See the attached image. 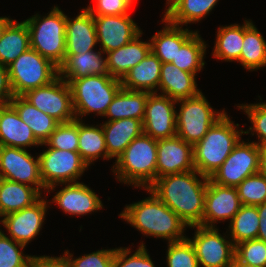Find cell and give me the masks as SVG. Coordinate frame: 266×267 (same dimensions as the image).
Here are the masks:
<instances>
[{"label":"cell","instance_id":"cell-21","mask_svg":"<svg viewBox=\"0 0 266 267\" xmlns=\"http://www.w3.org/2000/svg\"><path fill=\"white\" fill-rule=\"evenodd\" d=\"M41 145L10 103L0 105V146L26 149Z\"/></svg>","mask_w":266,"mask_h":267},{"label":"cell","instance_id":"cell-16","mask_svg":"<svg viewBox=\"0 0 266 267\" xmlns=\"http://www.w3.org/2000/svg\"><path fill=\"white\" fill-rule=\"evenodd\" d=\"M64 187L54 193L53 199L49 203H55L66 214L75 216H84L98 212L103 209V203L99 195L83 182L57 184L49 187L47 193L55 191L57 186ZM56 187V188H55Z\"/></svg>","mask_w":266,"mask_h":267},{"label":"cell","instance_id":"cell-35","mask_svg":"<svg viewBox=\"0 0 266 267\" xmlns=\"http://www.w3.org/2000/svg\"><path fill=\"white\" fill-rule=\"evenodd\" d=\"M219 0H178L164 15L178 26L199 23L215 8Z\"/></svg>","mask_w":266,"mask_h":267},{"label":"cell","instance_id":"cell-2","mask_svg":"<svg viewBox=\"0 0 266 267\" xmlns=\"http://www.w3.org/2000/svg\"><path fill=\"white\" fill-rule=\"evenodd\" d=\"M143 190H147L149 197L125 205L119 217L144 237L161 238L168 243L186 239L187 225L150 189Z\"/></svg>","mask_w":266,"mask_h":267},{"label":"cell","instance_id":"cell-29","mask_svg":"<svg viewBox=\"0 0 266 267\" xmlns=\"http://www.w3.org/2000/svg\"><path fill=\"white\" fill-rule=\"evenodd\" d=\"M149 92L132 91L121 88L109 104L104 118L116 121L123 118H134L143 121Z\"/></svg>","mask_w":266,"mask_h":267},{"label":"cell","instance_id":"cell-34","mask_svg":"<svg viewBox=\"0 0 266 267\" xmlns=\"http://www.w3.org/2000/svg\"><path fill=\"white\" fill-rule=\"evenodd\" d=\"M212 56L226 62H238L244 40V23L219 26Z\"/></svg>","mask_w":266,"mask_h":267},{"label":"cell","instance_id":"cell-41","mask_svg":"<svg viewBox=\"0 0 266 267\" xmlns=\"http://www.w3.org/2000/svg\"><path fill=\"white\" fill-rule=\"evenodd\" d=\"M45 143L50 148L78 151V119L59 123Z\"/></svg>","mask_w":266,"mask_h":267},{"label":"cell","instance_id":"cell-8","mask_svg":"<svg viewBox=\"0 0 266 267\" xmlns=\"http://www.w3.org/2000/svg\"><path fill=\"white\" fill-rule=\"evenodd\" d=\"M177 105L180 106L176 109L177 136L193 146L226 113L224 109L214 110L202 91L197 96L177 101Z\"/></svg>","mask_w":266,"mask_h":267},{"label":"cell","instance_id":"cell-37","mask_svg":"<svg viewBox=\"0 0 266 267\" xmlns=\"http://www.w3.org/2000/svg\"><path fill=\"white\" fill-rule=\"evenodd\" d=\"M259 219L257 206H241L226 229L234 246L244 241L257 239Z\"/></svg>","mask_w":266,"mask_h":267},{"label":"cell","instance_id":"cell-24","mask_svg":"<svg viewBox=\"0 0 266 267\" xmlns=\"http://www.w3.org/2000/svg\"><path fill=\"white\" fill-rule=\"evenodd\" d=\"M105 53L99 50L86 51L77 55H66L59 66V77L64 81L83 78L89 75H106Z\"/></svg>","mask_w":266,"mask_h":267},{"label":"cell","instance_id":"cell-28","mask_svg":"<svg viewBox=\"0 0 266 267\" xmlns=\"http://www.w3.org/2000/svg\"><path fill=\"white\" fill-rule=\"evenodd\" d=\"M42 196L30 185L0 177V218L33 205Z\"/></svg>","mask_w":266,"mask_h":267},{"label":"cell","instance_id":"cell-50","mask_svg":"<svg viewBox=\"0 0 266 267\" xmlns=\"http://www.w3.org/2000/svg\"><path fill=\"white\" fill-rule=\"evenodd\" d=\"M258 173L266 177V145L259 146Z\"/></svg>","mask_w":266,"mask_h":267},{"label":"cell","instance_id":"cell-15","mask_svg":"<svg viewBox=\"0 0 266 267\" xmlns=\"http://www.w3.org/2000/svg\"><path fill=\"white\" fill-rule=\"evenodd\" d=\"M177 101L159 93H150L142 121L143 133L155 140L177 136Z\"/></svg>","mask_w":266,"mask_h":267},{"label":"cell","instance_id":"cell-43","mask_svg":"<svg viewBox=\"0 0 266 267\" xmlns=\"http://www.w3.org/2000/svg\"><path fill=\"white\" fill-rule=\"evenodd\" d=\"M116 248L100 249L91 253H87L73 258V253L65 250L60 257L64 260L67 267H112Z\"/></svg>","mask_w":266,"mask_h":267},{"label":"cell","instance_id":"cell-52","mask_svg":"<svg viewBox=\"0 0 266 267\" xmlns=\"http://www.w3.org/2000/svg\"><path fill=\"white\" fill-rule=\"evenodd\" d=\"M12 19L6 16H1L0 17V36L2 34L3 29L5 28V26L11 21Z\"/></svg>","mask_w":266,"mask_h":267},{"label":"cell","instance_id":"cell-17","mask_svg":"<svg viewBox=\"0 0 266 267\" xmlns=\"http://www.w3.org/2000/svg\"><path fill=\"white\" fill-rule=\"evenodd\" d=\"M94 24L99 49L104 53L128 44L142 32L130 14L94 16Z\"/></svg>","mask_w":266,"mask_h":267},{"label":"cell","instance_id":"cell-47","mask_svg":"<svg viewBox=\"0 0 266 267\" xmlns=\"http://www.w3.org/2000/svg\"><path fill=\"white\" fill-rule=\"evenodd\" d=\"M13 97L8 67L0 64V105L9 104Z\"/></svg>","mask_w":266,"mask_h":267},{"label":"cell","instance_id":"cell-42","mask_svg":"<svg viewBox=\"0 0 266 267\" xmlns=\"http://www.w3.org/2000/svg\"><path fill=\"white\" fill-rule=\"evenodd\" d=\"M167 246V267H199L194 247L187 238Z\"/></svg>","mask_w":266,"mask_h":267},{"label":"cell","instance_id":"cell-26","mask_svg":"<svg viewBox=\"0 0 266 267\" xmlns=\"http://www.w3.org/2000/svg\"><path fill=\"white\" fill-rule=\"evenodd\" d=\"M163 29L149 39L151 52L159 58L162 63L171 62L175 59L178 49L196 32L170 23L165 17L162 19Z\"/></svg>","mask_w":266,"mask_h":267},{"label":"cell","instance_id":"cell-6","mask_svg":"<svg viewBox=\"0 0 266 267\" xmlns=\"http://www.w3.org/2000/svg\"><path fill=\"white\" fill-rule=\"evenodd\" d=\"M71 90L76 119H82L90 113L103 117L109 104L122 88L121 80L111 75H89L66 81Z\"/></svg>","mask_w":266,"mask_h":267},{"label":"cell","instance_id":"cell-53","mask_svg":"<svg viewBox=\"0 0 266 267\" xmlns=\"http://www.w3.org/2000/svg\"><path fill=\"white\" fill-rule=\"evenodd\" d=\"M178 0H166V10H164V14L177 2Z\"/></svg>","mask_w":266,"mask_h":267},{"label":"cell","instance_id":"cell-1","mask_svg":"<svg viewBox=\"0 0 266 267\" xmlns=\"http://www.w3.org/2000/svg\"><path fill=\"white\" fill-rule=\"evenodd\" d=\"M208 177L191 170L156 178L148 188L187 225L201 226Z\"/></svg>","mask_w":266,"mask_h":267},{"label":"cell","instance_id":"cell-39","mask_svg":"<svg viewBox=\"0 0 266 267\" xmlns=\"http://www.w3.org/2000/svg\"><path fill=\"white\" fill-rule=\"evenodd\" d=\"M236 188L242 205L258 206L266 202V177L259 173L245 178Z\"/></svg>","mask_w":266,"mask_h":267},{"label":"cell","instance_id":"cell-19","mask_svg":"<svg viewBox=\"0 0 266 267\" xmlns=\"http://www.w3.org/2000/svg\"><path fill=\"white\" fill-rule=\"evenodd\" d=\"M194 169L192 144L178 136L157 140L156 178Z\"/></svg>","mask_w":266,"mask_h":267},{"label":"cell","instance_id":"cell-23","mask_svg":"<svg viewBox=\"0 0 266 267\" xmlns=\"http://www.w3.org/2000/svg\"><path fill=\"white\" fill-rule=\"evenodd\" d=\"M141 32L128 44L105 53L107 70L113 78L122 80L129 70L139 64L150 52V41H142Z\"/></svg>","mask_w":266,"mask_h":267},{"label":"cell","instance_id":"cell-40","mask_svg":"<svg viewBox=\"0 0 266 267\" xmlns=\"http://www.w3.org/2000/svg\"><path fill=\"white\" fill-rule=\"evenodd\" d=\"M238 109L243 110L250 123L253 125L243 131L244 134H249L254 136L258 141H254L258 146L266 145V102H257L252 104H238Z\"/></svg>","mask_w":266,"mask_h":267},{"label":"cell","instance_id":"cell-49","mask_svg":"<svg viewBox=\"0 0 266 267\" xmlns=\"http://www.w3.org/2000/svg\"><path fill=\"white\" fill-rule=\"evenodd\" d=\"M259 214V230L257 239L266 242V202L257 206Z\"/></svg>","mask_w":266,"mask_h":267},{"label":"cell","instance_id":"cell-11","mask_svg":"<svg viewBox=\"0 0 266 267\" xmlns=\"http://www.w3.org/2000/svg\"><path fill=\"white\" fill-rule=\"evenodd\" d=\"M242 138L224 163L209 178L221 186L237 187L245 178L258 173L259 146ZM250 141V142H249Z\"/></svg>","mask_w":266,"mask_h":267},{"label":"cell","instance_id":"cell-27","mask_svg":"<svg viewBox=\"0 0 266 267\" xmlns=\"http://www.w3.org/2000/svg\"><path fill=\"white\" fill-rule=\"evenodd\" d=\"M162 62L150 52L139 64L131 68L121 80L122 88L132 91L158 93Z\"/></svg>","mask_w":266,"mask_h":267},{"label":"cell","instance_id":"cell-18","mask_svg":"<svg viewBox=\"0 0 266 267\" xmlns=\"http://www.w3.org/2000/svg\"><path fill=\"white\" fill-rule=\"evenodd\" d=\"M241 206L236 187L221 186L208 179L201 226L216 227L220 221H231Z\"/></svg>","mask_w":266,"mask_h":267},{"label":"cell","instance_id":"cell-31","mask_svg":"<svg viewBox=\"0 0 266 267\" xmlns=\"http://www.w3.org/2000/svg\"><path fill=\"white\" fill-rule=\"evenodd\" d=\"M10 104L16 109L21 120L32 129L35 138L41 144L49 139L51 133L59 124L56 119L38 110L23 96H14Z\"/></svg>","mask_w":266,"mask_h":267},{"label":"cell","instance_id":"cell-13","mask_svg":"<svg viewBox=\"0 0 266 267\" xmlns=\"http://www.w3.org/2000/svg\"><path fill=\"white\" fill-rule=\"evenodd\" d=\"M0 177L46 192L39 167V158L33 157L27 149L0 146Z\"/></svg>","mask_w":266,"mask_h":267},{"label":"cell","instance_id":"cell-36","mask_svg":"<svg viewBox=\"0 0 266 267\" xmlns=\"http://www.w3.org/2000/svg\"><path fill=\"white\" fill-rule=\"evenodd\" d=\"M208 44L203 40L199 31L196 32L178 49L172 64L179 69L193 73L197 76L205 65V55Z\"/></svg>","mask_w":266,"mask_h":267},{"label":"cell","instance_id":"cell-44","mask_svg":"<svg viewBox=\"0 0 266 267\" xmlns=\"http://www.w3.org/2000/svg\"><path fill=\"white\" fill-rule=\"evenodd\" d=\"M131 250V247L116 248L112 267H155L143 241L134 253Z\"/></svg>","mask_w":266,"mask_h":267},{"label":"cell","instance_id":"cell-32","mask_svg":"<svg viewBox=\"0 0 266 267\" xmlns=\"http://www.w3.org/2000/svg\"><path fill=\"white\" fill-rule=\"evenodd\" d=\"M78 152L83 161L89 166L98 159L111 160L107 154L105 135L100 123L85 124L78 119Z\"/></svg>","mask_w":266,"mask_h":267},{"label":"cell","instance_id":"cell-22","mask_svg":"<svg viewBox=\"0 0 266 267\" xmlns=\"http://www.w3.org/2000/svg\"><path fill=\"white\" fill-rule=\"evenodd\" d=\"M197 86L195 74L181 70L171 62L161 64L159 94L179 101L197 96L201 92Z\"/></svg>","mask_w":266,"mask_h":267},{"label":"cell","instance_id":"cell-4","mask_svg":"<svg viewBox=\"0 0 266 267\" xmlns=\"http://www.w3.org/2000/svg\"><path fill=\"white\" fill-rule=\"evenodd\" d=\"M157 140L142 133L114 162L112 172L120 183L148 189L156 180Z\"/></svg>","mask_w":266,"mask_h":267},{"label":"cell","instance_id":"cell-46","mask_svg":"<svg viewBox=\"0 0 266 267\" xmlns=\"http://www.w3.org/2000/svg\"><path fill=\"white\" fill-rule=\"evenodd\" d=\"M136 0H94L86 9L93 16L108 15H126L129 14L131 7L134 6ZM93 5V6H92Z\"/></svg>","mask_w":266,"mask_h":267},{"label":"cell","instance_id":"cell-51","mask_svg":"<svg viewBox=\"0 0 266 267\" xmlns=\"http://www.w3.org/2000/svg\"><path fill=\"white\" fill-rule=\"evenodd\" d=\"M229 267H256L250 264L242 263L236 257H234L232 264Z\"/></svg>","mask_w":266,"mask_h":267},{"label":"cell","instance_id":"cell-14","mask_svg":"<svg viewBox=\"0 0 266 267\" xmlns=\"http://www.w3.org/2000/svg\"><path fill=\"white\" fill-rule=\"evenodd\" d=\"M42 196L33 205L10 213L0 220L11 239L23 245L31 243L42 230L51 204Z\"/></svg>","mask_w":266,"mask_h":267},{"label":"cell","instance_id":"cell-33","mask_svg":"<svg viewBox=\"0 0 266 267\" xmlns=\"http://www.w3.org/2000/svg\"><path fill=\"white\" fill-rule=\"evenodd\" d=\"M238 63L252 72L266 67V40L250 19L244 20V40Z\"/></svg>","mask_w":266,"mask_h":267},{"label":"cell","instance_id":"cell-48","mask_svg":"<svg viewBox=\"0 0 266 267\" xmlns=\"http://www.w3.org/2000/svg\"><path fill=\"white\" fill-rule=\"evenodd\" d=\"M30 267H67L64 260L59 256H37L32 259Z\"/></svg>","mask_w":266,"mask_h":267},{"label":"cell","instance_id":"cell-7","mask_svg":"<svg viewBox=\"0 0 266 267\" xmlns=\"http://www.w3.org/2000/svg\"><path fill=\"white\" fill-rule=\"evenodd\" d=\"M9 81L14 96L45 86L59 76V67L29 48L8 66Z\"/></svg>","mask_w":266,"mask_h":267},{"label":"cell","instance_id":"cell-9","mask_svg":"<svg viewBox=\"0 0 266 267\" xmlns=\"http://www.w3.org/2000/svg\"><path fill=\"white\" fill-rule=\"evenodd\" d=\"M40 152V176L46 189L57 184L75 183L88 170L78 151H67L47 147Z\"/></svg>","mask_w":266,"mask_h":267},{"label":"cell","instance_id":"cell-12","mask_svg":"<svg viewBox=\"0 0 266 267\" xmlns=\"http://www.w3.org/2000/svg\"><path fill=\"white\" fill-rule=\"evenodd\" d=\"M23 97L59 123L76 119L70 86L59 76L45 86L28 91Z\"/></svg>","mask_w":266,"mask_h":267},{"label":"cell","instance_id":"cell-25","mask_svg":"<svg viewBox=\"0 0 266 267\" xmlns=\"http://www.w3.org/2000/svg\"><path fill=\"white\" fill-rule=\"evenodd\" d=\"M101 124L108 157L115 161L123 154L126 147L143 133L142 121L134 118L105 121Z\"/></svg>","mask_w":266,"mask_h":267},{"label":"cell","instance_id":"cell-45","mask_svg":"<svg viewBox=\"0 0 266 267\" xmlns=\"http://www.w3.org/2000/svg\"><path fill=\"white\" fill-rule=\"evenodd\" d=\"M235 257L242 263L266 267V242L252 239L235 246Z\"/></svg>","mask_w":266,"mask_h":267},{"label":"cell","instance_id":"cell-5","mask_svg":"<svg viewBox=\"0 0 266 267\" xmlns=\"http://www.w3.org/2000/svg\"><path fill=\"white\" fill-rule=\"evenodd\" d=\"M24 21L30 47L59 67L66 56V14L56 5L46 15L36 13Z\"/></svg>","mask_w":266,"mask_h":267},{"label":"cell","instance_id":"cell-3","mask_svg":"<svg viewBox=\"0 0 266 267\" xmlns=\"http://www.w3.org/2000/svg\"><path fill=\"white\" fill-rule=\"evenodd\" d=\"M227 112L193 146L195 170L208 178L224 163L244 135Z\"/></svg>","mask_w":266,"mask_h":267},{"label":"cell","instance_id":"cell-10","mask_svg":"<svg viewBox=\"0 0 266 267\" xmlns=\"http://www.w3.org/2000/svg\"><path fill=\"white\" fill-rule=\"evenodd\" d=\"M195 229L192 238L199 267H229L235 257V246L226 233H219L218 227L191 226Z\"/></svg>","mask_w":266,"mask_h":267},{"label":"cell","instance_id":"cell-30","mask_svg":"<svg viewBox=\"0 0 266 267\" xmlns=\"http://www.w3.org/2000/svg\"><path fill=\"white\" fill-rule=\"evenodd\" d=\"M30 47V35L25 21L12 19L0 36V64L8 66Z\"/></svg>","mask_w":266,"mask_h":267},{"label":"cell","instance_id":"cell-38","mask_svg":"<svg viewBox=\"0 0 266 267\" xmlns=\"http://www.w3.org/2000/svg\"><path fill=\"white\" fill-rule=\"evenodd\" d=\"M4 232L0 229V267H30L35 255L24 254L22 250L26 246L7 237Z\"/></svg>","mask_w":266,"mask_h":267},{"label":"cell","instance_id":"cell-20","mask_svg":"<svg viewBox=\"0 0 266 267\" xmlns=\"http://www.w3.org/2000/svg\"><path fill=\"white\" fill-rule=\"evenodd\" d=\"M97 44L94 16L86 8L73 19L66 15V55L95 50Z\"/></svg>","mask_w":266,"mask_h":267}]
</instances>
